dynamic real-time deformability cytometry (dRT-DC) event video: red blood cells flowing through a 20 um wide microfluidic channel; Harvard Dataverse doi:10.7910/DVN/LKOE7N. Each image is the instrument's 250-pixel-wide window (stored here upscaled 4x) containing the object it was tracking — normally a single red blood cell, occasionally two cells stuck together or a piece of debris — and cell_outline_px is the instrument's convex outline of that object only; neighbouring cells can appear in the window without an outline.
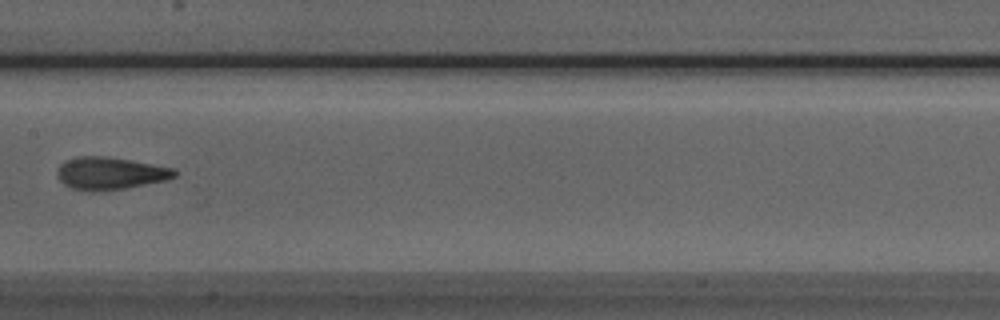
{"species": "Egyptian fruit bat (a non-hibernating species)", "species_latin": "Rousettus aegyptiacus", "temperature_condition": "room temperature", "stored_images_in_passage": 8, "camera_frame_rate_fps": 3000, "um_per_image_px": 0.085, "animal": {"sex": "male"}, "frame": {"image": 1, "passage_image": 8, "time_ms": 8.0, "image_size_px": [1000, 320], "cell_outline_px": [[176, 176], [164, 180], [124, 188], [72, 188], [64, 184], [56, 176], [56, 172], [60, 164], [64, 160], [80, 156], [104, 156], [128, 160], [172, 168], [176, 172]], "centroid_in_image_um": [9.31, 14.68], "position_along_channel_um": 198.1, "area_um2": 21.1}}